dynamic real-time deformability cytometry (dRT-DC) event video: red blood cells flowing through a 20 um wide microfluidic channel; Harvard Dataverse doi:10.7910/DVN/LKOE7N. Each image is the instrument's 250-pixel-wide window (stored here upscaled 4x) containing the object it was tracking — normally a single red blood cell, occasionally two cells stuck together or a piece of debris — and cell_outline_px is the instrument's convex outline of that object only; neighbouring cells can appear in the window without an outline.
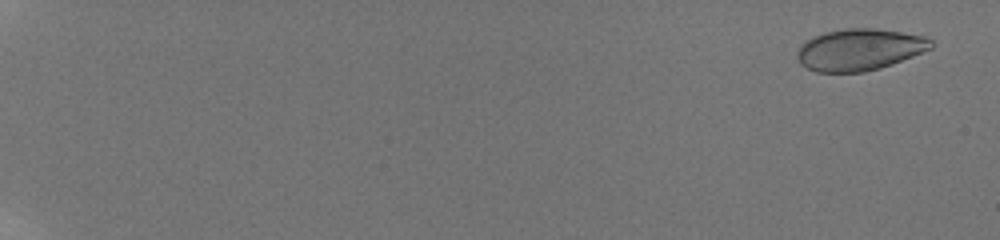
{"species": "human", "species_latin": "Homo sapiens", "temperature_condition": "room temperature", "stored_images_in_passage": 28, "camera_frame_rate_fps": 3000, "um_per_image_px": 0.085, "donor": {"sex": "male"}, "frame": {"image": 1, "passage_image": 2, "time_ms": 0.333, "image_size_px": [1000, 240], "cell_outline_px": [[936, 44], [932, 48], [892, 64], [880, 68], [864, 72], [816, 72], [800, 64], [796, 56], [796, 52], [812, 36], [824, 32], [844, 28], [876, 28], [928, 36]], "centroid_in_image_um": [73.09, 4.21], "position_along_channel_um": 11.9, "area_um2": 32.71}}
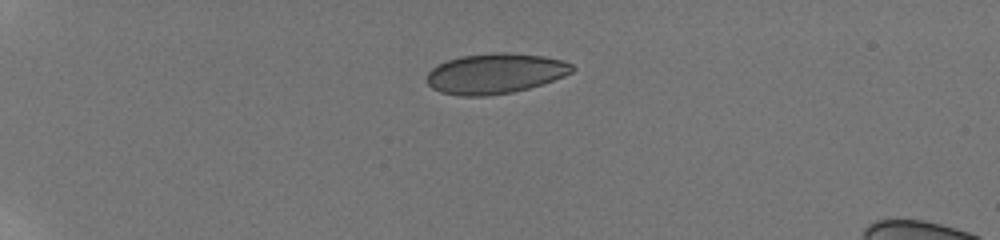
{"frame": {"image": 2, "passage_image": 17, "time_ms": 5.333, "image_size_px": [1000, 240], "cell_outline_px": [[576, 68], [572, 72], [564, 76], [528, 88], [512, 92], [488, 96], [460, 96], [440, 92], [432, 88], [428, 84], [428, 72], [436, 64], [460, 56], [492, 52], [508, 52], [544, 56], [564, 60], [572, 64]], "centroid_in_image_um": [42.09, 6.24], "position_along_channel_um": 42.9, "area_um2": 34.28}}
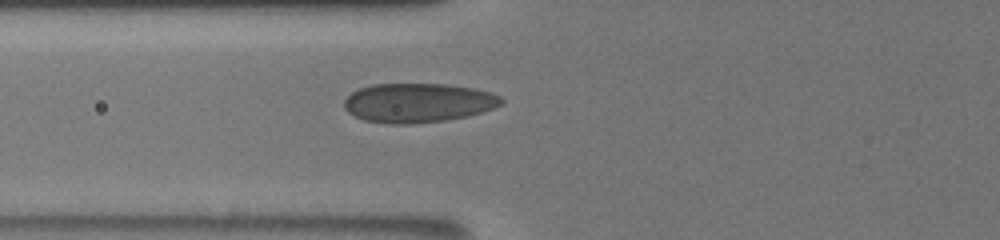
{"frame": {"image": 3, "passage_image": 26, "time_ms": 8.333, "image_size_px": [1000, 240], "cell_outline_px": [[504, 100], [496, 108], [484, 112], [468, 116], [444, 120], [412, 124], [388, 124], [364, 120], [348, 112], [344, 108], [344, 100], [352, 92], [360, 88], [372, 84], [448, 84], [476, 88], [492, 92], [500, 96]], "centroid_in_image_um": [35.57, 8.73], "position_along_channel_um": 90.2, "area_um2": 36.24}}